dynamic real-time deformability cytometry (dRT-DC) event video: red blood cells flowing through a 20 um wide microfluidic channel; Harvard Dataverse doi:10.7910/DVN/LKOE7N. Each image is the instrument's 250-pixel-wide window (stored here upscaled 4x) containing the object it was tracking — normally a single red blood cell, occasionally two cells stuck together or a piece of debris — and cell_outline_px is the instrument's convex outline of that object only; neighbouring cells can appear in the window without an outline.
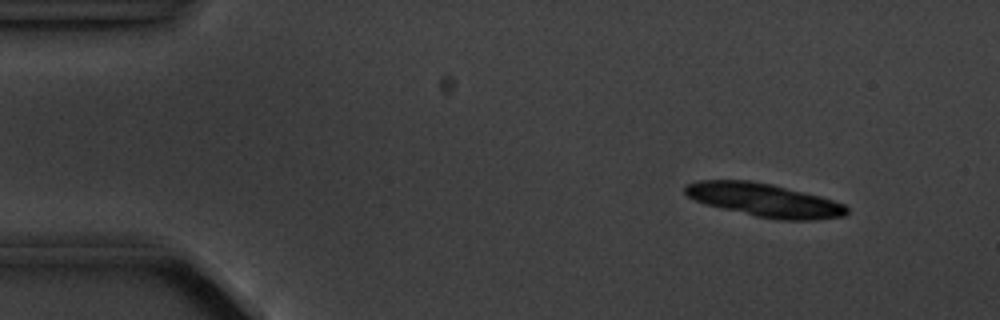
{"species": "common noctule bat (a hibernating species)", "species_latin": "Nyctalus noctula", "temperature_condition": "cold", "stored_images_in_passage": 5, "camera_frame_rate_fps": 3000, "um_per_image_px": 0.085, "animal": {"sex": "male", "body_mass_g": 20.1, "forearm_length_mm": 53.5}, "frame": {"image": 1, "passage_image": 2, "time_ms": 1.333, "image_size_px": [1000, 320], "cell_outline_px": [[848, 212], [844, 216], [816, 220], [780, 220], [756, 216], [720, 208], [704, 204], [692, 200], [684, 192], [684, 184], [700, 180], [748, 180], [772, 184], [820, 196], [844, 204], [848, 208]], "centroid_in_image_um": [64.93, 17.0], "position_along_channel_um": 20.1, "area_um2": 31.56}}